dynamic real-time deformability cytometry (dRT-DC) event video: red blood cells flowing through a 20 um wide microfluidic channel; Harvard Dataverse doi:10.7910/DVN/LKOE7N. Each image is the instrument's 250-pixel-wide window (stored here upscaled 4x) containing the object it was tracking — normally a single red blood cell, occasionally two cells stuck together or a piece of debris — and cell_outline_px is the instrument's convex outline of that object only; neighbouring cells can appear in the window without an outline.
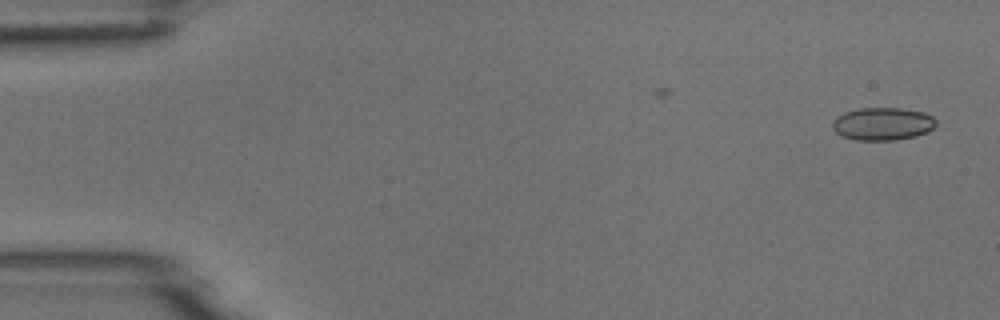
{"species": "common noctule bat (a hibernating species)", "species_latin": "Nyctalus noctula", "temperature_condition": "room temperature", "stored_images_in_passage": 2, "camera_frame_rate_fps": 3000, "um_per_image_px": 0.085, "animal": {"sex": "male", "body_mass_g": 18.8}, "frame": {"image": 1, "passage_image": 2, "time_ms": 1.333, "image_size_px": [1000, 320], "cell_outline_px": [[936, 124], [928, 132], [916, 136], [896, 140], [856, 140], [844, 136], [836, 132], [832, 128], [832, 120], [836, 116], [844, 112], [860, 108], [900, 108], [924, 112], [932, 116], [936, 120]], "centroid_in_image_um": [75.02, 10.52], "position_along_channel_um": 10.0, "area_um2": 19.88}}